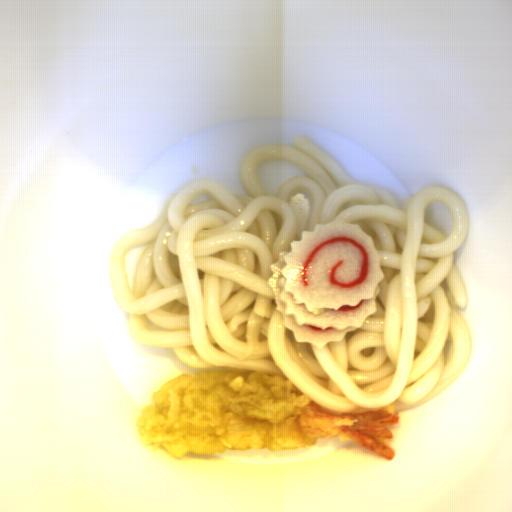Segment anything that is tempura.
I'll return each mask as SVG.
<instances>
[{"instance_id": "8679c707", "label": "tempura", "mask_w": 512, "mask_h": 512, "mask_svg": "<svg viewBox=\"0 0 512 512\" xmlns=\"http://www.w3.org/2000/svg\"><path fill=\"white\" fill-rule=\"evenodd\" d=\"M398 412L336 414L311 400L280 371L205 366L160 384L137 416V432L155 450L178 457L224 451L301 450L332 440L393 460L381 442Z\"/></svg>"}]
</instances>
